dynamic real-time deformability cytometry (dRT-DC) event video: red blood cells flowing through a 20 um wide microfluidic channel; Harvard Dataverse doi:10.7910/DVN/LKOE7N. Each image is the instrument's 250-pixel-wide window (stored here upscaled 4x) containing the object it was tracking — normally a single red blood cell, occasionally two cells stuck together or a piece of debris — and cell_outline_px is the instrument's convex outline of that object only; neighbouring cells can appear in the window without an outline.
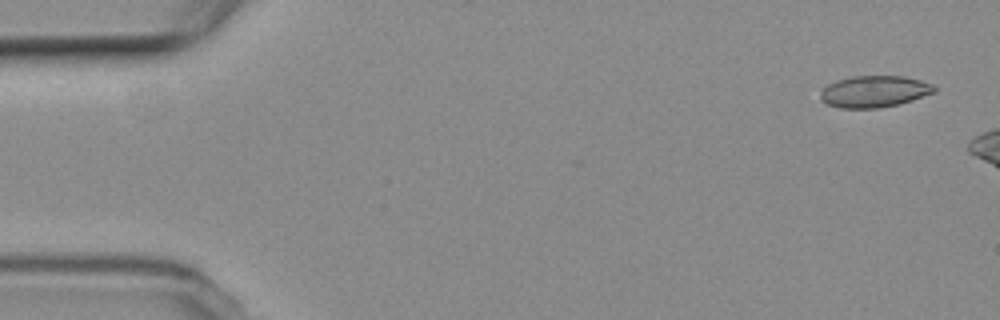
{"species": "common noctule bat (a hibernating species)", "species_latin": "Nyctalus noctula", "temperature_condition": "room temperature", "stored_images_in_passage": 4, "camera_frame_rate_fps": 3000, "um_per_image_px": 0.085, "animal": {"sex": "female", "body_mass_g": 19.3, "forearm_length_mm": 54.1}, "frame": {"image": 1, "passage_image": 1, "time_ms": 0.0, "image_size_px": [1000, 320], "cell_outline_px": [[936, 92], [912, 100], [896, 104], [876, 108], [840, 108], [828, 104], [820, 100], [820, 88], [836, 80], [852, 76], [904, 76], [920, 80], [932, 84], [936, 88]], "centroid_in_image_um": [74.28, 7.77], "position_along_channel_um": 10.7, "area_um2": 21.04}}